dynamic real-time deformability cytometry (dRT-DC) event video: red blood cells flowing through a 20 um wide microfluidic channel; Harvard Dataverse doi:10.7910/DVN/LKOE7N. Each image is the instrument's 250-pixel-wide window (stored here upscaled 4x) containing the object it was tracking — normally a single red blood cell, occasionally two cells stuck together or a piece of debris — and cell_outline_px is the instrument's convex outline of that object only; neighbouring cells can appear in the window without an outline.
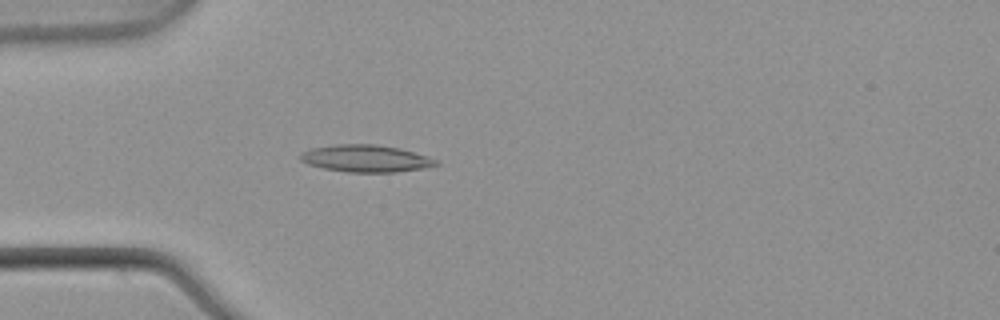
{"species": "common noctule bat (a hibernating species)", "species_latin": "Nyctalus noctula", "temperature_condition": "warm", "stored_images_in_passage": 47, "camera_frame_rate_fps": 3000, "um_per_image_px": 0.085, "animal": {"sex": "male", "body_mass_g": 21.5, "forearm_length_mm": 52.0}, "frame": {"image": 1, "passage_image": 10, "time_ms": 3.0, "image_size_px": [1000, 320], "cell_outline_px": [[440, 164], [424, 168], [396, 172], [348, 172], [324, 168], [308, 164], [300, 160], [300, 156], [304, 152], [312, 148], [336, 144], [372, 144], [400, 148], [428, 156], [436, 160]], "centroid_in_image_um": [31.12, 13.47], "position_along_channel_um": 53.9, "area_um2": 21.27}}
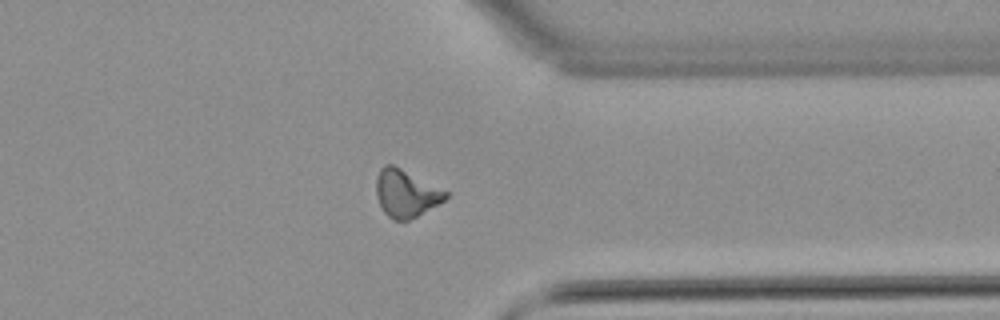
{"frame": {"image": 2, "passage_image": 36, "time_ms": 11.667, "image_size_px": [1000, 320], "cell_outline_px": [[448, 196], [444, 200], [416, 216], [408, 220], [392, 220], [384, 212], [376, 196], [376, 180], [380, 168], [384, 164], [392, 164], [448, 192]], "centroid_in_image_um": [34.46, 16.43], "position_along_channel_um": 376.9, "area_um2": 18.79}}
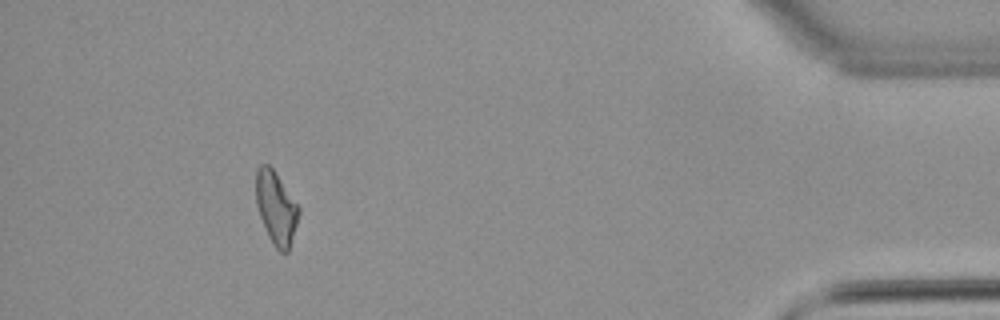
{"frame": {"image": 3, "passage_image": 43, "time_ms": 14.0, "image_size_px": [1000, 320], "cell_outline_px": [[300, 212], [288, 252], [280, 252], [272, 244], [268, 236], [260, 216], [256, 204], [256, 172], [260, 164], [268, 164], [272, 168], [300, 208]], "centroid_in_image_um": [23.46, 17.68], "position_along_channel_um": 411.7, "area_um2": 17.92}, "authors_computed_cell_mechanics": {"area_um2": 18.9006, "velocity_mm_per_s": 3.8837, "shape_relaxation_time_tau1_ms": 11.2694, "shape_relaxation_time_tau2_ms": 7.0846, "deformation_change_tau1": 0.2419, "deformation_change_tau2": 0.1761}}